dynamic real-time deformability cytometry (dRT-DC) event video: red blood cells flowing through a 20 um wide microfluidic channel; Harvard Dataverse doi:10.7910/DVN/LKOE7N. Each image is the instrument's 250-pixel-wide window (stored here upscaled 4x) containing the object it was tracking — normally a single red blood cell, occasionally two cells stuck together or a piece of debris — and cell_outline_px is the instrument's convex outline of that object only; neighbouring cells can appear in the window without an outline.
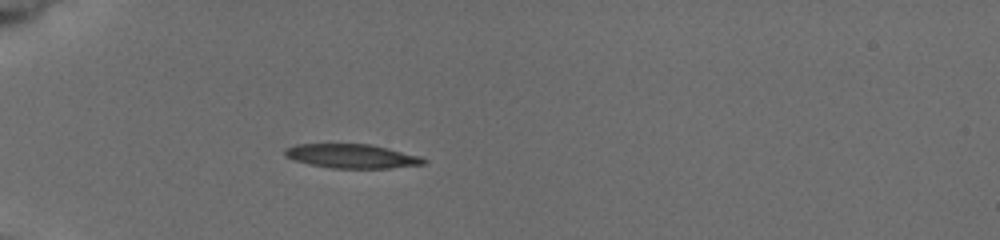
{"species": "common noctule bat (a hibernating species)", "species_latin": "Nyctalus noctula", "temperature_condition": "cold", "stored_images_in_passage": 1, "camera_frame_rate_fps": 3000, "um_per_image_px": 0.085, "animal": {"sex": "female", "body_mass_g": 19.5, "forearm_length_mm": 54.1}, "frame": {"image": 1, "passage_image": 1, "time_ms": 0.0, "image_size_px": [1000, 240], "cell_outline_px": [[428, 160], [424, 164], [388, 168], [332, 168], [308, 164], [284, 156], [284, 148], [296, 144], [368, 144], [420, 156]], "centroid_in_image_um": [29.86, 13.27], "position_along_channel_um": 55.1, "area_um2": 19.31}}